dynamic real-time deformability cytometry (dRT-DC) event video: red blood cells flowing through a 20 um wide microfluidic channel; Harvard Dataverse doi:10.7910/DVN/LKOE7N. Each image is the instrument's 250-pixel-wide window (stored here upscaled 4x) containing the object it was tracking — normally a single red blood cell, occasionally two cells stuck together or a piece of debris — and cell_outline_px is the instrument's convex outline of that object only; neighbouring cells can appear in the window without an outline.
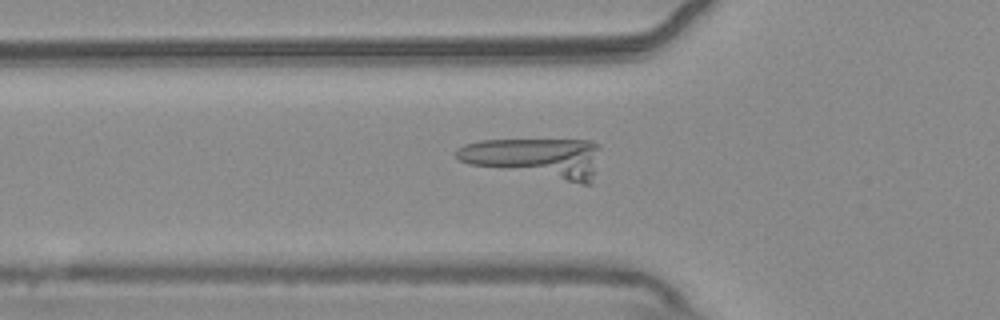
{"species": "common noctule bat (a hibernating species)", "species_latin": "Nyctalus noctula", "temperature_condition": "warm", "stored_images_in_passage": 55, "segment_of_instrument_passage": [2, 2], "camera_frame_rate_fps": 3000, "um_per_image_px": 0.085, "animal": {"sex": "male", "body_mass_g": 20.4}, "frame": {"image": 1, "passage_image": 20, "time_ms": 6.333, "image_size_px": [1000, 320], "cell_outline_px": [[600, 148], [596, 172], [592, 184], [580, 184], [468, 164], [460, 160], [456, 156], [456, 148], [464, 144], [480, 140], [592, 140], [600, 144]], "centroid_in_image_um": [45.59, 13.42], "position_along_channel_um": 80.2, "area_um2": 34.1}}
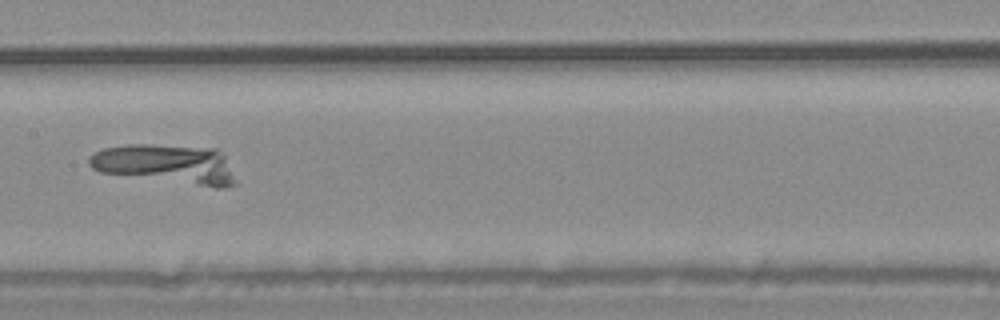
{"frame": {"image": 2, "passage_image": 29, "time_ms": 9.333, "image_size_px": [1000, 320], "cell_outline_px": [[236, 184], [228, 188], [216, 188], [100, 172], [92, 168], [88, 164], [88, 160], [96, 152], [104, 148], [128, 144], [144, 144], [216, 148], [224, 156], [236, 180]], "centroid_in_image_um": [14.15, 13.95], "position_along_channel_um": 193.3, "area_um2": 33.58}}
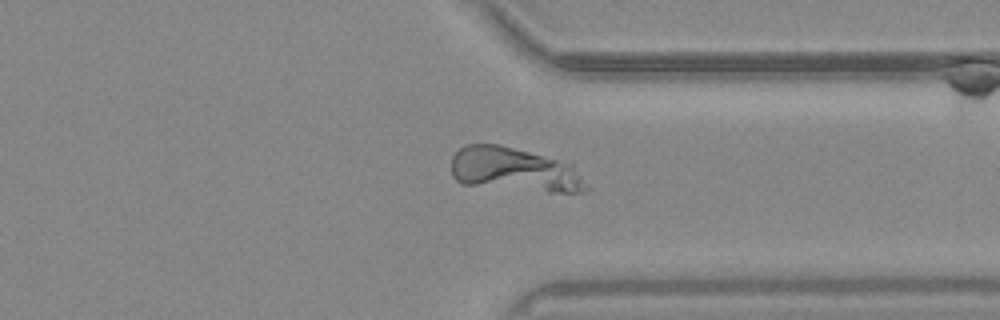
{"frame": {"image": 3, "passage_image": 43, "time_ms": 14.0, "image_size_px": [1000, 320], "cell_outline_px": [[588, 188], [584, 192], [548, 192], [460, 184], [452, 176], [452, 156], [464, 144], [500, 144], [572, 164]], "centroid_in_image_um": [43.66, 14.43], "position_along_channel_um": 367.7, "area_um2": 34.45}}